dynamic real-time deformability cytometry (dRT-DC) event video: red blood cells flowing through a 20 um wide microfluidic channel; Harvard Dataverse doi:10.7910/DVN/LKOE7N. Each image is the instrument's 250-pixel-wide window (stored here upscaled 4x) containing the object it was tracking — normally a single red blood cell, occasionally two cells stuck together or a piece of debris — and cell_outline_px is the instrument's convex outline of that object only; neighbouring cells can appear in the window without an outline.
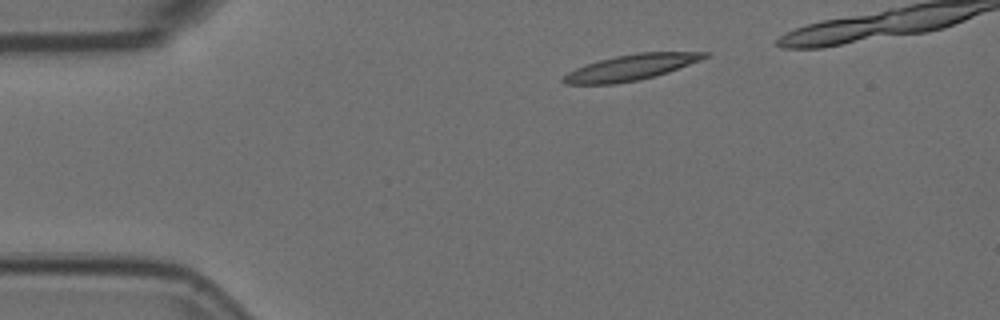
{"species": "Egyptian fruit bat (a non-hibernating species)", "species_latin": "Rousettus aegyptiacus", "temperature_condition": "room temperature", "stored_images_in_passage": 10, "segment_of_instrument_passage": [1, 2], "camera_frame_rate_fps": 3000, "um_per_image_px": 0.085, "animal": {"sex": "female"}, "frame": {"image": 1, "passage_image": 1, "time_ms": 0.0, "image_size_px": [1000, 320], "cell_outline_px": [[712, 52], [708, 56], [700, 60], [668, 72], [636, 80], [616, 84], [564, 84], [560, 80], [568, 72], [576, 68], [600, 60], [616, 56], [636, 52]], "centroid_in_image_um": [53.62, 5.72], "position_along_channel_um": 31.4, "area_um2": 20.92}}
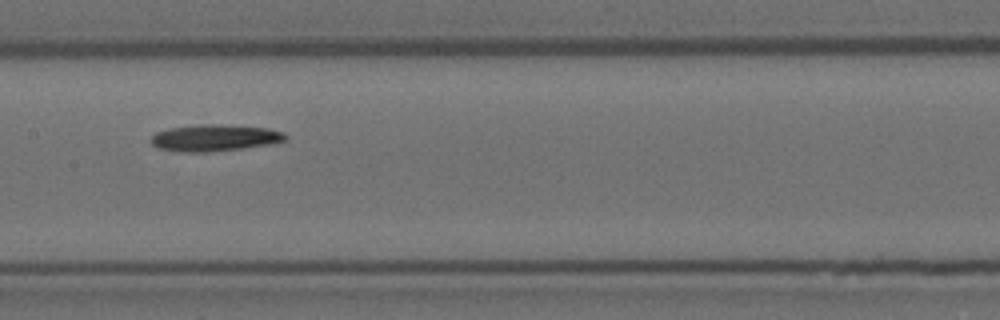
{"frame": {"image": 2, "passage_image": 6, "time_ms": 1.667, "image_size_px": [1000, 320], "cell_outline_px": [[288, 136], [284, 140], [268, 144], [240, 148], [204, 152], [180, 152], [156, 148], [152, 144], [152, 136], [156, 132], [168, 128], [200, 124], [220, 124], [268, 128], [284, 132]], "centroid_in_image_um": [18.21, 11.7], "position_along_channel_um": 189.2, "area_um2": 20.75}}
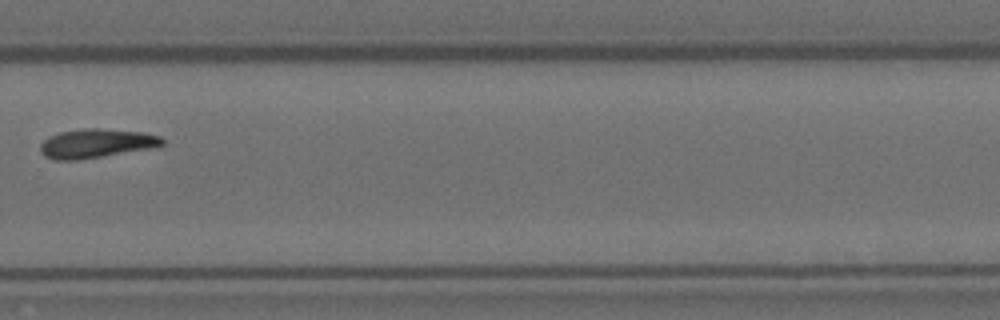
{"frame": {"image": 3, "passage_image": 9, "time_ms": 2.667, "image_size_px": [1000, 320], "cell_outline_px": [[164, 144], [148, 148], [80, 160], [56, 160], [44, 156], [40, 152], [40, 144], [48, 136], [60, 132], [84, 128], [100, 128], [144, 132], [160, 136], [164, 140]], "centroid_in_image_um": [8.14, 12.18], "position_along_channel_um": 321.7, "area_um2": 20.58}}